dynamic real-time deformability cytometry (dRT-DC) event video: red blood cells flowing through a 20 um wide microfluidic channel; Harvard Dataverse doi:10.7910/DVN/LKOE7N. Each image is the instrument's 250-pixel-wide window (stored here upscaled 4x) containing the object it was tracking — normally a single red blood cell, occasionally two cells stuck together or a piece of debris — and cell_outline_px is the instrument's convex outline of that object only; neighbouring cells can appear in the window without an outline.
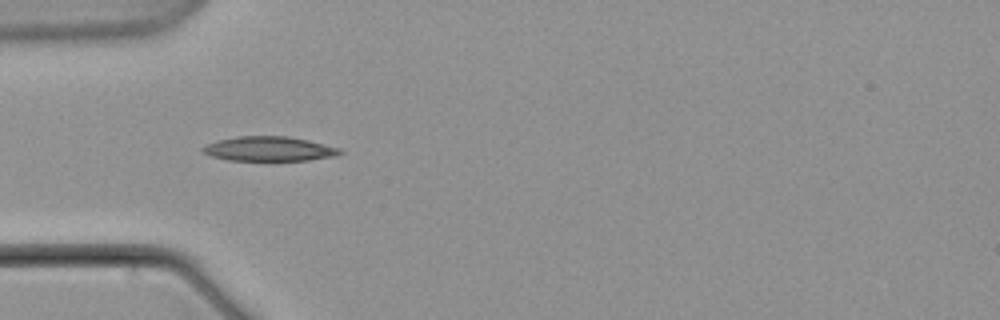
{"species": "common noctule bat (a hibernating species)", "species_latin": "Nyctalus noctula", "temperature_condition": "warm", "stored_images_in_passage": 6, "camera_frame_rate_fps": 3000, "um_per_image_px": 0.085, "animal": {"sex": "male", "body_mass_g": 21.5, "forearm_length_mm": 52.0}, "frame": {"image": 1, "passage_image": 5, "time_ms": 5.667, "image_size_px": [1000, 320], "cell_outline_px": [[344, 152], [336, 156], [308, 160], [228, 160], [212, 156], [204, 152], [200, 148], [204, 144], [236, 136], [288, 136], [308, 140], [340, 148]], "centroid_in_image_um": [22.88, 12.64], "position_along_channel_um": 62.1, "area_um2": 19.59}}